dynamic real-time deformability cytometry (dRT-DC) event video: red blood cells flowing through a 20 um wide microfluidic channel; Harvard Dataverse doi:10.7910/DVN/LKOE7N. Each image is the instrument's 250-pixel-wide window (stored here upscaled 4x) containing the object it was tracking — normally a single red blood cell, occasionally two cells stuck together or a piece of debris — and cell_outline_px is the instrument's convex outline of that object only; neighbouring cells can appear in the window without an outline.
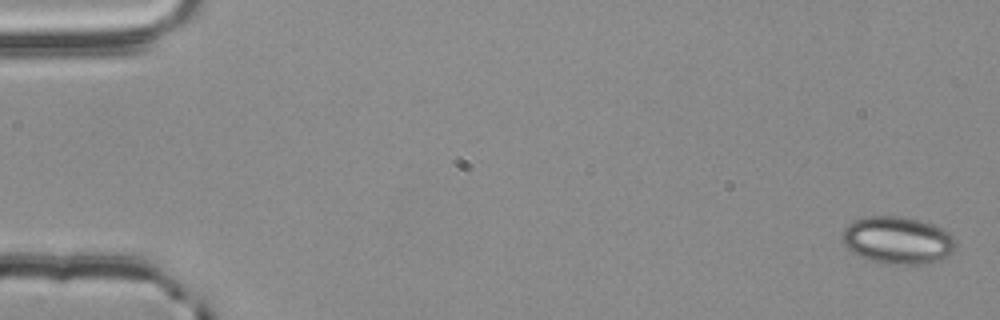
{"species": "common noctule bat (a hibernating species)", "species_latin": "Nyctalus noctula", "temperature_condition": "room temperature", "stored_images_in_passage": 55, "camera_frame_rate_fps": 3000, "um_per_image_px": 0.085, "animal": {"sex": "male", "body_mass_g": 20.4}, "frame": {"image": 1, "passage_image": 1, "time_ms": 0.0, "image_size_px": [1000, 320], "cell_outline_px": [[956, 248], [952, 252], [940, 260], [924, 264], [884, 264], [868, 260], [856, 256], [844, 244], [844, 228], [848, 224], [856, 220], [868, 216], [896, 216], [936, 224], [948, 232], [956, 240]], "centroid_in_image_um": [76.32, 20.44], "position_along_channel_um": 8.7, "area_um2": 31.39}}
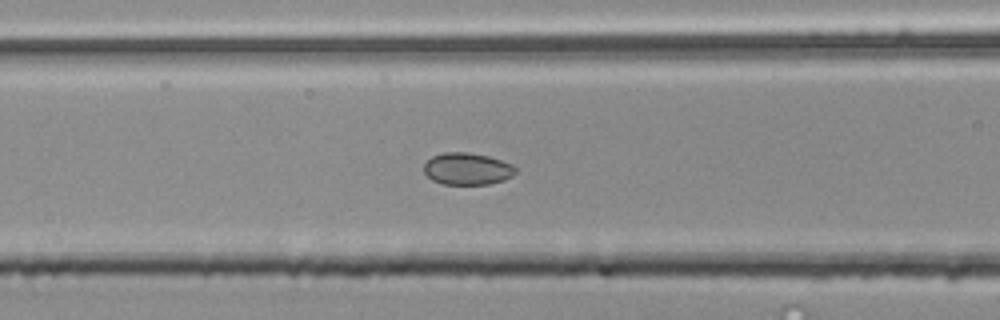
{"frame": {"image": 2, "passage_image": 23, "time_ms": 7.333, "image_size_px": [1000, 320], "cell_outline_px": [[516, 172], [512, 176], [504, 180], [488, 184], [444, 184], [432, 180], [424, 172], [424, 164], [432, 156], [444, 152], [468, 152], [488, 156], [512, 164], [516, 168]], "centroid_in_image_um": [39.72, 14.34], "position_along_channel_um": 126.9, "area_um2": 17.05}}
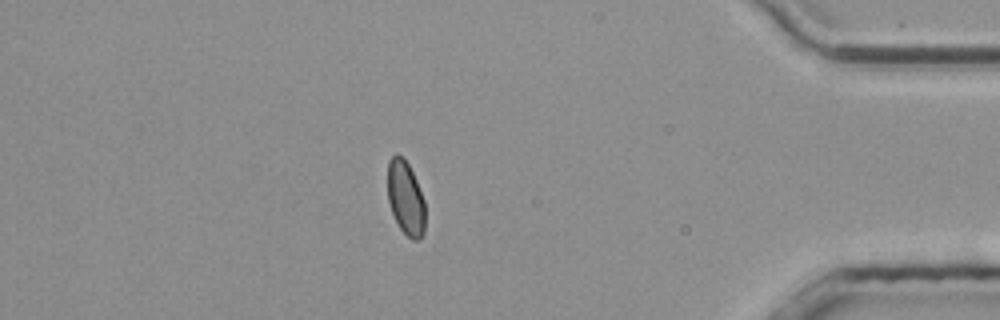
{"frame": {"image": 3, "passage_image": 48, "time_ms": 15.667, "image_size_px": [1000, 320], "cell_outline_px": [[424, 232], [420, 240], [412, 240], [400, 228], [392, 212], [388, 200], [388, 160], [396, 152], [404, 156], [416, 180], [424, 200]], "centroid_in_image_um": [34.47, 16.79], "position_along_channel_um": 400.7, "area_um2": 16.18}, "authors_computed_cell_mechanics": {"area_um2": 17.051, "velocity_mm_per_s": 3.7773, "shape_relaxation_time_tau1_ms": 2.121, "shape_relaxation_time_tau2_ms": 6.5631, "deformation_change_tau1": 0.0479, "deformation_change_tau2": 0.0659}}